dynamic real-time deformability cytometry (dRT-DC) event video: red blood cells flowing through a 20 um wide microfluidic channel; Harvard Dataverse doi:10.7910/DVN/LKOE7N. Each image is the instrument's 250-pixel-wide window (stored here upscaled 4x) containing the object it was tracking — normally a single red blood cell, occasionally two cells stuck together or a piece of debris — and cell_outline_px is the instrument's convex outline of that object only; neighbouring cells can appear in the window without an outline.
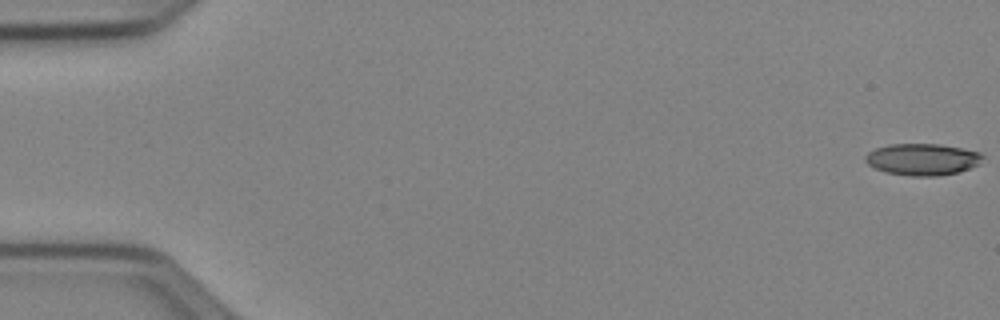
{"species": "Egyptian fruit bat (a non-hibernating species)", "species_latin": "Rousettus aegyptiacus", "temperature_condition": "cold", "stored_images_in_passage": 14, "camera_frame_rate_fps": 3000, "um_per_image_px": 0.085, "animal": {"sex": "female"}, "frame": {"image": 1, "passage_image": 1, "time_ms": 0.0, "image_size_px": [1000, 320], "cell_outline_px": [[984, 156], [980, 164], [960, 172], [936, 176], [912, 176], [884, 172], [868, 164], [864, 160], [864, 156], [868, 152], [876, 148], [888, 144], [940, 144], [980, 152]], "centroid_in_image_um": [78.41, 13.55], "position_along_channel_um": 6.6, "area_um2": 21.79}}
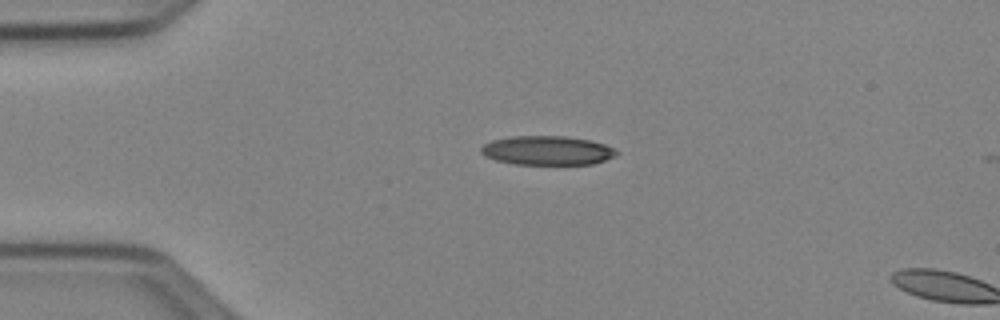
{"frame": {"image": 2, "passage_image": 13, "time_ms": 4.0, "image_size_px": [1000, 320], "cell_outline_px": [[620, 152], [616, 156], [592, 164], [516, 164], [496, 160], [484, 156], [480, 152], [480, 148], [484, 144], [492, 140], [512, 136], [564, 136], [592, 140], [604, 144]], "centroid_in_image_um": [46.51, 12.78], "position_along_channel_um": 38.5, "area_um2": 23.0}}